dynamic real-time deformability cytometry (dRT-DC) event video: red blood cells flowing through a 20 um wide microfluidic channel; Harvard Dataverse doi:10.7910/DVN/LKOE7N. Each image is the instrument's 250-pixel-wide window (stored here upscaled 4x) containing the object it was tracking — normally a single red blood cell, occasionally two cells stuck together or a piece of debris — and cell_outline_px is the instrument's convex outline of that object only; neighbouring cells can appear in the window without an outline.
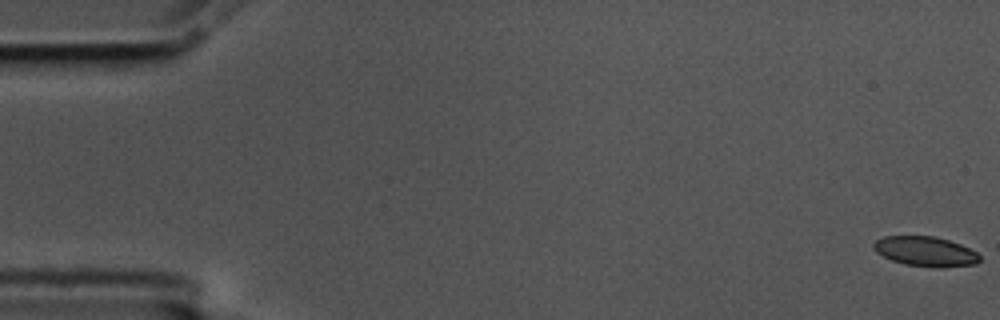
{"species": "common noctule bat (a hibernating species)", "species_latin": "Nyctalus noctula", "temperature_condition": "cold", "stored_images_in_passage": 58, "camera_frame_rate_fps": 3000, "um_per_image_px": 0.085, "animal": {"sex": "male", "body_mass_g": 17.5, "forearm_length_mm": 52.3}, "frame": {"image": 1, "passage_image": 1, "time_ms": 0.0, "image_size_px": [1000, 320], "cell_outline_px": [[980, 260], [976, 264], [940, 268], [936, 268], [904, 264], [892, 260], [876, 252], [872, 248], [872, 244], [876, 240], [884, 236], [936, 236], [960, 244], [976, 252], [980, 256]], "centroid_in_image_um": [78.65, 21.37], "position_along_channel_um": 6.3, "area_um2": 18.5}}
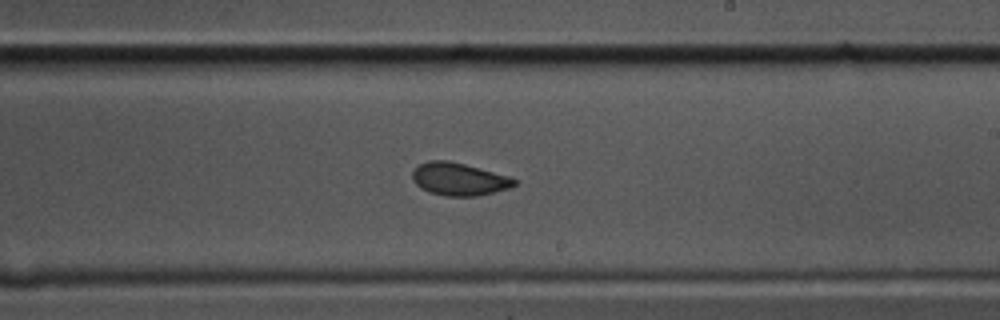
{"frame": {"image": 2, "passage_image": 34, "time_ms": 11.0, "image_size_px": [1000, 320], "cell_outline_px": [[520, 180], [516, 184], [508, 188], [476, 196], [444, 196], [428, 192], [420, 188], [412, 180], [412, 172], [420, 164], [428, 160], [448, 160], [464, 164], [508, 176]], "centroid_in_image_um": [38.99, 15.23], "position_along_channel_um": 250.0, "area_um2": 19.36}}
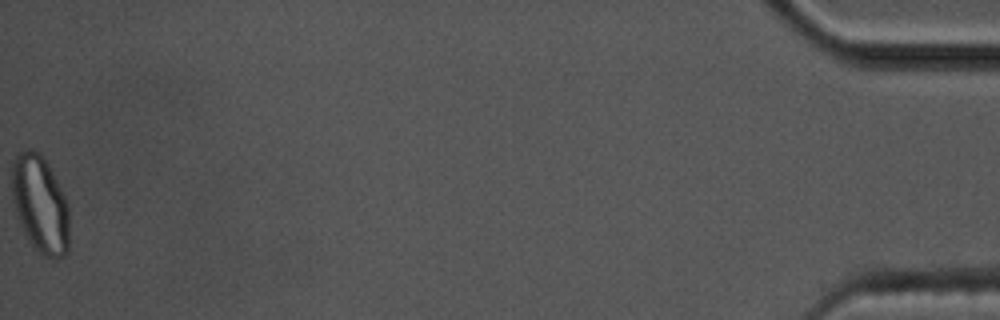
{"frame": {"image": 3, "passage_image": 58, "time_ms": 19.0, "image_size_px": [1000, 320], "cell_outline_px": [[68, 252], [64, 256], [56, 260], [44, 256], [32, 248], [20, 224], [12, 200], [12, 164], [16, 152], [28, 148], [32, 148], [40, 152], [48, 164], [68, 204]], "centroid_in_image_um": [3.39, 17.37], "position_along_channel_um": 431.8, "area_um2": 32.95}, "authors_computed_cell_mechanics": {"area_um2": 19.5075, "velocity_mm_per_s": 3.5346, "shape_relaxation_time_tau1_ms": 5.769, "shape_relaxation_time_tau2_ms": 1.6962, "deformation_change_tau1": 0.127, "deformation_change_tau2": 0.0619}}